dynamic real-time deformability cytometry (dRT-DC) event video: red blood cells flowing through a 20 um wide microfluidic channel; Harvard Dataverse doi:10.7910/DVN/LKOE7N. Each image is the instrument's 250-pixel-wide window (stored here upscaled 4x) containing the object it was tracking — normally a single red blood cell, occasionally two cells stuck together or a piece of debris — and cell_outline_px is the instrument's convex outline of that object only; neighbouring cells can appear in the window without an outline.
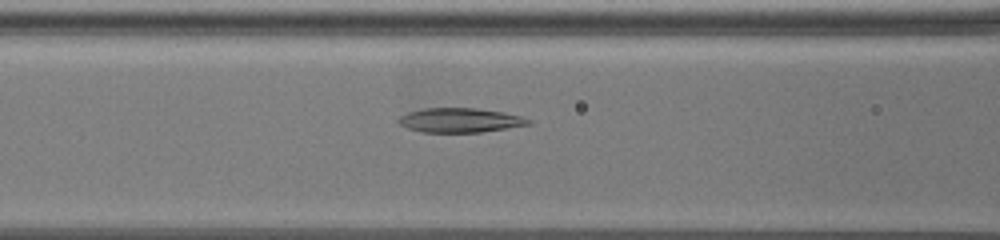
{"species": "common noctule bat (a hibernating species)", "species_latin": "Nyctalus noctula", "temperature_condition": "warm", "stored_images_in_passage": 24, "camera_frame_rate_fps": 3000, "um_per_image_px": 0.085, "animal": {"sex": "female", "body_mass_g": 19.5, "forearm_length_mm": 54.1}, "frame": {"image": 1, "passage_image": 7, "time_ms": 2.333, "image_size_px": [1000, 240], "cell_outline_px": [[532, 124], [480, 132], [420, 132], [408, 128], [400, 124], [396, 120], [400, 116], [408, 112], [424, 108], [476, 108], [504, 112], [520, 116], [532, 120]], "centroid_in_image_um": [39.09, 10.21], "position_along_channel_um": 127.5, "area_um2": 18.44}}
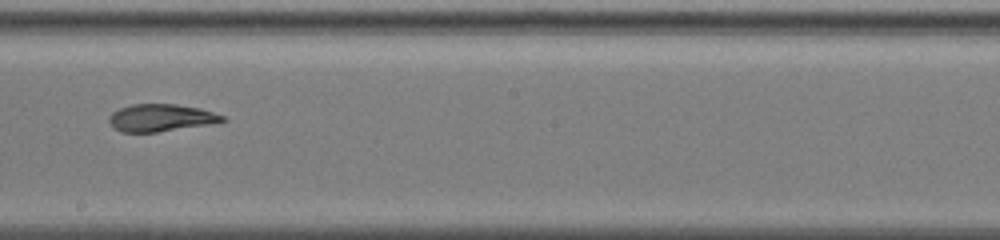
{"frame": {"image": 2, "passage_image": 11, "time_ms": 6.0, "image_size_px": [1000, 240], "cell_outline_px": [[228, 120], [208, 124], [156, 132], [120, 132], [108, 120], [108, 116], [112, 112], [120, 108], [132, 104], [176, 104], [200, 108], [224, 116]], "centroid_in_image_um": [13.66, 10.0], "position_along_channel_um": 234.5, "area_um2": 17.86}}
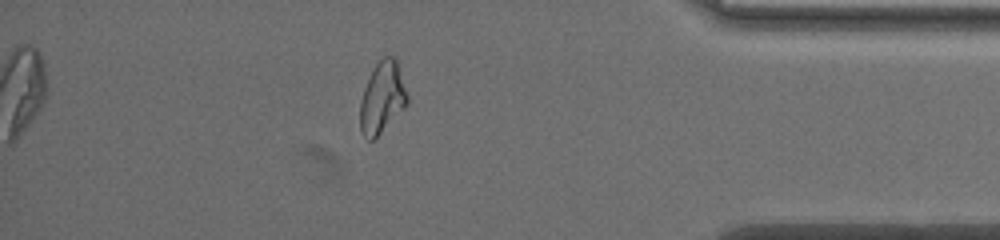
{"frame": {"image": 3, "passage_image": 21, "time_ms": 12.667, "image_size_px": [1000, 240], "cell_outline_px": [[408, 100], [404, 108], [372, 140], [368, 140], [364, 136], [360, 128], [360, 104], [364, 88], [376, 64], [384, 56], [392, 56], [396, 60], [408, 96]], "centroid_in_image_um": [32.48, 8.3], "position_along_channel_um": 402.7, "area_um2": 19.02}}